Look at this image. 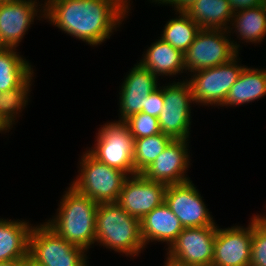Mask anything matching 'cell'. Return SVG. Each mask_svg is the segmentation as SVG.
Instances as JSON below:
<instances>
[{"mask_svg":"<svg viewBox=\"0 0 266 266\" xmlns=\"http://www.w3.org/2000/svg\"><path fill=\"white\" fill-rule=\"evenodd\" d=\"M131 0H45L44 19L90 46L104 43L129 14Z\"/></svg>","mask_w":266,"mask_h":266,"instance_id":"cell-1","label":"cell"},{"mask_svg":"<svg viewBox=\"0 0 266 266\" xmlns=\"http://www.w3.org/2000/svg\"><path fill=\"white\" fill-rule=\"evenodd\" d=\"M60 199L57 215L44 222L67 242L89 251L95 243L98 203L69 186Z\"/></svg>","mask_w":266,"mask_h":266,"instance_id":"cell-2","label":"cell"},{"mask_svg":"<svg viewBox=\"0 0 266 266\" xmlns=\"http://www.w3.org/2000/svg\"><path fill=\"white\" fill-rule=\"evenodd\" d=\"M95 232V243L121 255L138 257L145 249L140 220L130 216L117 202L98 205Z\"/></svg>","mask_w":266,"mask_h":266,"instance_id":"cell-3","label":"cell"},{"mask_svg":"<svg viewBox=\"0 0 266 266\" xmlns=\"http://www.w3.org/2000/svg\"><path fill=\"white\" fill-rule=\"evenodd\" d=\"M79 175L71 182L78 193L100 203H116L128 175L109 167L91 156L87 151L81 155Z\"/></svg>","mask_w":266,"mask_h":266,"instance_id":"cell-4","label":"cell"},{"mask_svg":"<svg viewBox=\"0 0 266 266\" xmlns=\"http://www.w3.org/2000/svg\"><path fill=\"white\" fill-rule=\"evenodd\" d=\"M28 255L42 266H88L87 251L58 236L44 222L29 235Z\"/></svg>","mask_w":266,"mask_h":266,"instance_id":"cell-5","label":"cell"},{"mask_svg":"<svg viewBox=\"0 0 266 266\" xmlns=\"http://www.w3.org/2000/svg\"><path fill=\"white\" fill-rule=\"evenodd\" d=\"M239 53L230 61L216 67L189 73L186 78L194 103L206 106H222L230 88L237 81L244 65L238 64Z\"/></svg>","mask_w":266,"mask_h":266,"instance_id":"cell-6","label":"cell"},{"mask_svg":"<svg viewBox=\"0 0 266 266\" xmlns=\"http://www.w3.org/2000/svg\"><path fill=\"white\" fill-rule=\"evenodd\" d=\"M239 47L227 30L201 29L183 53L185 70L192 73L224 64L238 54Z\"/></svg>","mask_w":266,"mask_h":266,"instance_id":"cell-7","label":"cell"},{"mask_svg":"<svg viewBox=\"0 0 266 266\" xmlns=\"http://www.w3.org/2000/svg\"><path fill=\"white\" fill-rule=\"evenodd\" d=\"M92 148L86 150L101 163L126 173L135 175L133 163L134 139L124 122H107L98 130Z\"/></svg>","mask_w":266,"mask_h":266,"instance_id":"cell-8","label":"cell"},{"mask_svg":"<svg viewBox=\"0 0 266 266\" xmlns=\"http://www.w3.org/2000/svg\"><path fill=\"white\" fill-rule=\"evenodd\" d=\"M164 106L158 116L160 131L172 139L188 140L191 129V103L194 100L186 80L163 86Z\"/></svg>","mask_w":266,"mask_h":266,"instance_id":"cell-9","label":"cell"},{"mask_svg":"<svg viewBox=\"0 0 266 266\" xmlns=\"http://www.w3.org/2000/svg\"><path fill=\"white\" fill-rule=\"evenodd\" d=\"M217 226L184 228L166 248L167 257L191 266H212Z\"/></svg>","mask_w":266,"mask_h":266,"instance_id":"cell-10","label":"cell"},{"mask_svg":"<svg viewBox=\"0 0 266 266\" xmlns=\"http://www.w3.org/2000/svg\"><path fill=\"white\" fill-rule=\"evenodd\" d=\"M192 180L167 185L165 203L184 228L217 226Z\"/></svg>","mask_w":266,"mask_h":266,"instance_id":"cell-11","label":"cell"},{"mask_svg":"<svg viewBox=\"0 0 266 266\" xmlns=\"http://www.w3.org/2000/svg\"><path fill=\"white\" fill-rule=\"evenodd\" d=\"M166 189V184L151 181L142 173H137L125 180L117 203L130 216L141 220L165 202Z\"/></svg>","mask_w":266,"mask_h":266,"instance_id":"cell-12","label":"cell"},{"mask_svg":"<svg viewBox=\"0 0 266 266\" xmlns=\"http://www.w3.org/2000/svg\"><path fill=\"white\" fill-rule=\"evenodd\" d=\"M40 17L44 19V4L39 0L38 2L37 0H18L0 3L1 41L7 48H17L32 22L34 23L38 18L41 20Z\"/></svg>","mask_w":266,"mask_h":266,"instance_id":"cell-13","label":"cell"},{"mask_svg":"<svg viewBox=\"0 0 266 266\" xmlns=\"http://www.w3.org/2000/svg\"><path fill=\"white\" fill-rule=\"evenodd\" d=\"M246 228L217 226L212 266H250L253 217Z\"/></svg>","mask_w":266,"mask_h":266,"instance_id":"cell-14","label":"cell"},{"mask_svg":"<svg viewBox=\"0 0 266 266\" xmlns=\"http://www.w3.org/2000/svg\"><path fill=\"white\" fill-rule=\"evenodd\" d=\"M189 140L173 139L158 155L155 161L142 172L151 181L166 185L182 184L190 181L186 171L191 165Z\"/></svg>","mask_w":266,"mask_h":266,"instance_id":"cell-15","label":"cell"},{"mask_svg":"<svg viewBox=\"0 0 266 266\" xmlns=\"http://www.w3.org/2000/svg\"><path fill=\"white\" fill-rule=\"evenodd\" d=\"M125 77L119 88L118 122H124L131 115L142 112L146 97L160 85L158 77L138 62Z\"/></svg>","mask_w":266,"mask_h":266,"instance_id":"cell-16","label":"cell"},{"mask_svg":"<svg viewBox=\"0 0 266 266\" xmlns=\"http://www.w3.org/2000/svg\"><path fill=\"white\" fill-rule=\"evenodd\" d=\"M183 229L180 220L165 202L140 220V233L145 247L148 243L158 241L165 242L169 248Z\"/></svg>","mask_w":266,"mask_h":266,"instance_id":"cell-17","label":"cell"},{"mask_svg":"<svg viewBox=\"0 0 266 266\" xmlns=\"http://www.w3.org/2000/svg\"><path fill=\"white\" fill-rule=\"evenodd\" d=\"M150 47L143 53L139 64L151 71L158 78L159 76L174 77L178 74L186 73L184 67L183 53L175 49L163 39H158L151 43Z\"/></svg>","mask_w":266,"mask_h":266,"instance_id":"cell-18","label":"cell"},{"mask_svg":"<svg viewBox=\"0 0 266 266\" xmlns=\"http://www.w3.org/2000/svg\"><path fill=\"white\" fill-rule=\"evenodd\" d=\"M32 227L26 220L0 218V262L21 260L28 255Z\"/></svg>","mask_w":266,"mask_h":266,"instance_id":"cell-19","label":"cell"},{"mask_svg":"<svg viewBox=\"0 0 266 266\" xmlns=\"http://www.w3.org/2000/svg\"><path fill=\"white\" fill-rule=\"evenodd\" d=\"M266 96V69L245 65L235 84L230 88L223 106H237Z\"/></svg>","mask_w":266,"mask_h":266,"instance_id":"cell-20","label":"cell"},{"mask_svg":"<svg viewBox=\"0 0 266 266\" xmlns=\"http://www.w3.org/2000/svg\"><path fill=\"white\" fill-rule=\"evenodd\" d=\"M201 29L228 30L234 14L228 0H195L184 11Z\"/></svg>","mask_w":266,"mask_h":266,"instance_id":"cell-21","label":"cell"},{"mask_svg":"<svg viewBox=\"0 0 266 266\" xmlns=\"http://www.w3.org/2000/svg\"><path fill=\"white\" fill-rule=\"evenodd\" d=\"M227 31L229 35L235 32L242 43L263 42L266 37V9L261 5L234 12Z\"/></svg>","mask_w":266,"mask_h":266,"instance_id":"cell-22","label":"cell"},{"mask_svg":"<svg viewBox=\"0 0 266 266\" xmlns=\"http://www.w3.org/2000/svg\"><path fill=\"white\" fill-rule=\"evenodd\" d=\"M34 72L19 86L0 92V133L9 132L16 119L28 105ZM19 114V115H18Z\"/></svg>","mask_w":266,"mask_h":266,"instance_id":"cell-23","label":"cell"},{"mask_svg":"<svg viewBox=\"0 0 266 266\" xmlns=\"http://www.w3.org/2000/svg\"><path fill=\"white\" fill-rule=\"evenodd\" d=\"M16 50L6 48L0 52V92L19 87L34 72L29 60Z\"/></svg>","mask_w":266,"mask_h":266,"instance_id":"cell-24","label":"cell"},{"mask_svg":"<svg viewBox=\"0 0 266 266\" xmlns=\"http://www.w3.org/2000/svg\"><path fill=\"white\" fill-rule=\"evenodd\" d=\"M175 14L179 15L167 21L159 38L184 53L201 28L184 11Z\"/></svg>","mask_w":266,"mask_h":266,"instance_id":"cell-25","label":"cell"},{"mask_svg":"<svg viewBox=\"0 0 266 266\" xmlns=\"http://www.w3.org/2000/svg\"><path fill=\"white\" fill-rule=\"evenodd\" d=\"M173 139L162 132L153 136L134 139L133 163L135 173H142Z\"/></svg>","mask_w":266,"mask_h":266,"instance_id":"cell-26","label":"cell"},{"mask_svg":"<svg viewBox=\"0 0 266 266\" xmlns=\"http://www.w3.org/2000/svg\"><path fill=\"white\" fill-rule=\"evenodd\" d=\"M124 123L129 128L133 139H140L161 133L158 118L147 113H137L127 118Z\"/></svg>","mask_w":266,"mask_h":266,"instance_id":"cell-27","label":"cell"},{"mask_svg":"<svg viewBox=\"0 0 266 266\" xmlns=\"http://www.w3.org/2000/svg\"><path fill=\"white\" fill-rule=\"evenodd\" d=\"M250 266H266V232L253 217Z\"/></svg>","mask_w":266,"mask_h":266,"instance_id":"cell-28","label":"cell"},{"mask_svg":"<svg viewBox=\"0 0 266 266\" xmlns=\"http://www.w3.org/2000/svg\"><path fill=\"white\" fill-rule=\"evenodd\" d=\"M163 106V86H159L146 97L142 112L158 118Z\"/></svg>","mask_w":266,"mask_h":266,"instance_id":"cell-29","label":"cell"},{"mask_svg":"<svg viewBox=\"0 0 266 266\" xmlns=\"http://www.w3.org/2000/svg\"><path fill=\"white\" fill-rule=\"evenodd\" d=\"M151 3H158V5H172L175 12L185 11L195 0H150Z\"/></svg>","mask_w":266,"mask_h":266,"instance_id":"cell-30","label":"cell"},{"mask_svg":"<svg viewBox=\"0 0 266 266\" xmlns=\"http://www.w3.org/2000/svg\"><path fill=\"white\" fill-rule=\"evenodd\" d=\"M234 12L262 5V0H228Z\"/></svg>","mask_w":266,"mask_h":266,"instance_id":"cell-31","label":"cell"},{"mask_svg":"<svg viewBox=\"0 0 266 266\" xmlns=\"http://www.w3.org/2000/svg\"><path fill=\"white\" fill-rule=\"evenodd\" d=\"M20 266H42L40 263H38L36 260H34L32 257L27 255L24 259L20 260Z\"/></svg>","mask_w":266,"mask_h":266,"instance_id":"cell-32","label":"cell"},{"mask_svg":"<svg viewBox=\"0 0 266 266\" xmlns=\"http://www.w3.org/2000/svg\"><path fill=\"white\" fill-rule=\"evenodd\" d=\"M262 214H258V215H253V217L255 218L257 224L266 232V215L265 216H261Z\"/></svg>","mask_w":266,"mask_h":266,"instance_id":"cell-33","label":"cell"},{"mask_svg":"<svg viewBox=\"0 0 266 266\" xmlns=\"http://www.w3.org/2000/svg\"><path fill=\"white\" fill-rule=\"evenodd\" d=\"M164 266H191V265H184V264L177 263L173 260L166 259V261L164 262Z\"/></svg>","mask_w":266,"mask_h":266,"instance_id":"cell-34","label":"cell"},{"mask_svg":"<svg viewBox=\"0 0 266 266\" xmlns=\"http://www.w3.org/2000/svg\"><path fill=\"white\" fill-rule=\"evenodd\" d=\"M0 266H20V260L0 262Z\"/></svg>","mask_w":266,"mask_h":266,"instance_id":"cell-35","label":"cell"},{"mask_svg":"<svg viewBox=\"0 0 266 266\" xmlns=\"http://www.w3.org/2000/svg\"><path fill=\"white\" fill-rule=\"evenodd\" d=\"M7 47L4 45V43L0 39V52L4 51Z\"/></svg>","mask_w":266,"mask_h":266,"instance_id":"cell-36","label":"cell"},{"mask_svg":"<svg viewBox=\"0 0 266 266\" xmlns=\"http://www.w3.org/2000/svg\"><path fill=\"white\" fill-rule=\"evenodd\" d=\"M13 1H18V0H0V3L13 2Z\"/></svg>","mask_w":266,"mask_h":266,"instance_id":"cell-37","label":"cell"},{"mask_svg":"<svg viewBox=\"0 0 266 266\" xmlns=\"http://www.w3.org/2000/svg\"><path fill=\"white\" fill-rule=\"evenodd\" d=\"M262 6L266 9V0H262Z\"/></svg>","mask_w":266,"mask_h":266,"instance_id":"cell-38","label":"cell"}]
</instances>
